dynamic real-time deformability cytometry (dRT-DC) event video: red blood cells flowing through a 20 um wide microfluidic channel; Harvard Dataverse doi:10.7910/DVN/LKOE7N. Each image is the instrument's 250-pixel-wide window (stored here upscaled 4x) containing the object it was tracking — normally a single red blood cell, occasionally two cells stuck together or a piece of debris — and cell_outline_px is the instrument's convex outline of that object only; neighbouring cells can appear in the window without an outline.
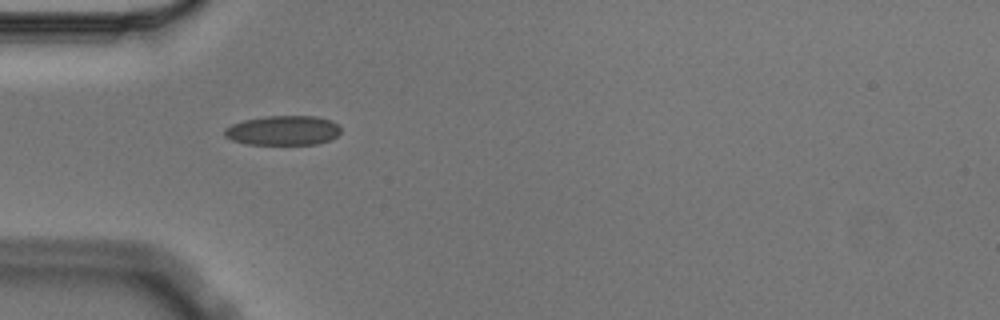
{"species": "Egyptian fruit bat (a non-hibernating species)", "species_latin": "Rousettus aegyptiacus", "temperature_condition": "cold", "stored_images_in_passage": 6, "camera_frame_rate_fps": 3000, "um_per_image_px": 0.085, "animal": {"sex": "male"}, "frame": {"image": 1, "passage_image": 5, "time_ms": 1.333, "image_size_px": [1000, 320], "cell_outline_px": [[340, 132], [336, 136], [328, 140], [316, 144], [244, 144], [232, 140], [224, 136], [224, 128], [232, 124], [244, 120], [264, 116], [316, 116], [328, 120], [336, 124], [340, 128]], "centroid_in_image_um": [24.01, 11.09], "position_along_channel_um": 61.0, "area_um2": 19.94}}
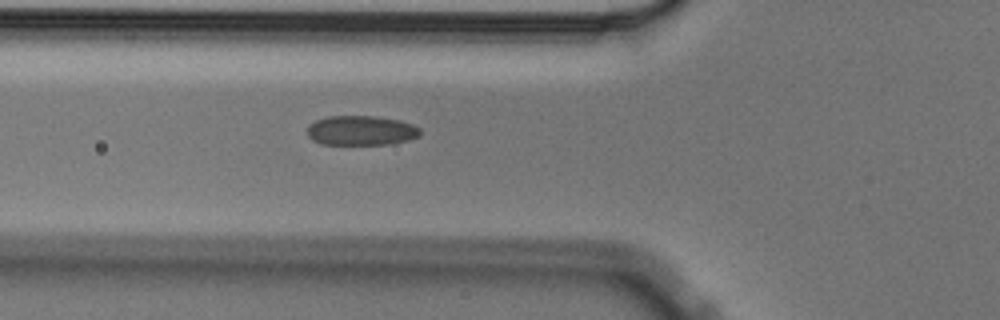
{"frame": {"image": 2, "passage_image": 6, "time_ms": 1.667, "image_size_px": [1000, 320], "cell_outline_px": [[420, 136], [408, 140], [388, 144], [320, 144], [312, 140], [308, 136], [308, 124], [316, 120], [328, 116], [376, 116], [400, 120], [412, 124], [420, 128]], "centroid_in_image_um": [30.69, 11.09], "position_along_channel_um": 95.1, "area_um2": 19.59}}